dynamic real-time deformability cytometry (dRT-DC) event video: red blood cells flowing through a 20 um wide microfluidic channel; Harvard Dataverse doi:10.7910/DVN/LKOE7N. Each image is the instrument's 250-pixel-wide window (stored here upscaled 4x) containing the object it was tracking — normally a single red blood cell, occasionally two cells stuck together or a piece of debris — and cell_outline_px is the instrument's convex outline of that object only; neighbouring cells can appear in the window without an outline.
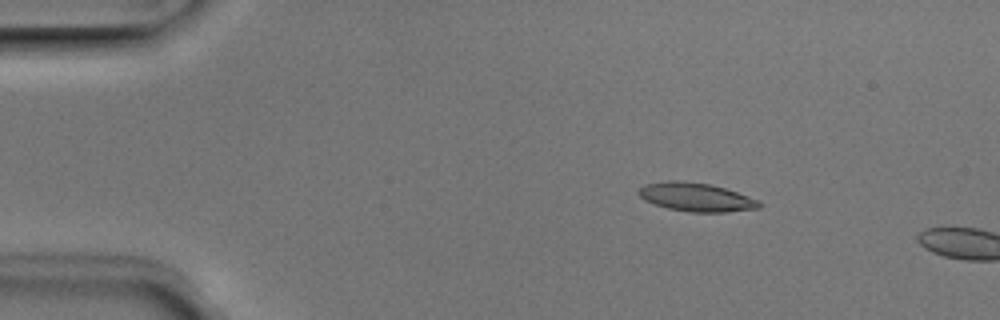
{"species": "Egyptian fruit bat (a non-hibernating species)", "species_latin": "Rousettus aegyptiacus", "temperature_condition": "room temperature", "stored_images_in_passage": 5, "camera_frame_rate_fps": 3000, "um_per_image_px": 0.085, "animal": {"sex": "male"}, "frame": {"image": 1, "passage_image": 3, "time_ms": 0.667, "image_size_px": [1000, 320], "cell_outline_px": [[760, 208], [724, 212], [688, 212], [668, 208], [644, 200], [636, 192], [644, 184], [668, 180], [680, 180], [712, 184], [760, 200]], "centroid_in_image_um": [59.15, 16.74], "position_along_channel_um": 25.9, "area_um2": 20.11}}